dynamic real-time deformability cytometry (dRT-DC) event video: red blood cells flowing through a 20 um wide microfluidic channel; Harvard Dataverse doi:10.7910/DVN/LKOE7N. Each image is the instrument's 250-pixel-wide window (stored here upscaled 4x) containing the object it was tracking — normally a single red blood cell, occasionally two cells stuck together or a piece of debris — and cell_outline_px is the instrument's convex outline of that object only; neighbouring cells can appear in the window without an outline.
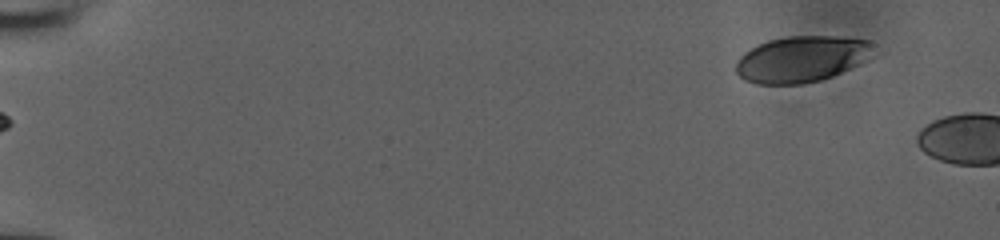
{"species": "human", "species_latin": "Homo sapiens", "temperature_condition": "room temperature", "stored_images_in_passage": 3, "camera_frame_rate_fps": 3000, "um_per_image_px": 0.085, "donor": {"sex": "male"}, "frame": {"image": 1, "passage_image": 1, "time_ms": 0.0, "image_size_px": [1000, 240], "cell_outline_px": [[884, 52], [880, 56], [872, 60], [832, 76], [820, 80], [804, 84], [756, 84], [744, 80], [736, 72], [736, 60], [744, 52], [768, 40], [788, 36], [836, 36], [868, 40]], "centroid_in_image_um": [68.3, 5.02], "position_along_channel_um": 16.7, "area_um2": 38.15}}